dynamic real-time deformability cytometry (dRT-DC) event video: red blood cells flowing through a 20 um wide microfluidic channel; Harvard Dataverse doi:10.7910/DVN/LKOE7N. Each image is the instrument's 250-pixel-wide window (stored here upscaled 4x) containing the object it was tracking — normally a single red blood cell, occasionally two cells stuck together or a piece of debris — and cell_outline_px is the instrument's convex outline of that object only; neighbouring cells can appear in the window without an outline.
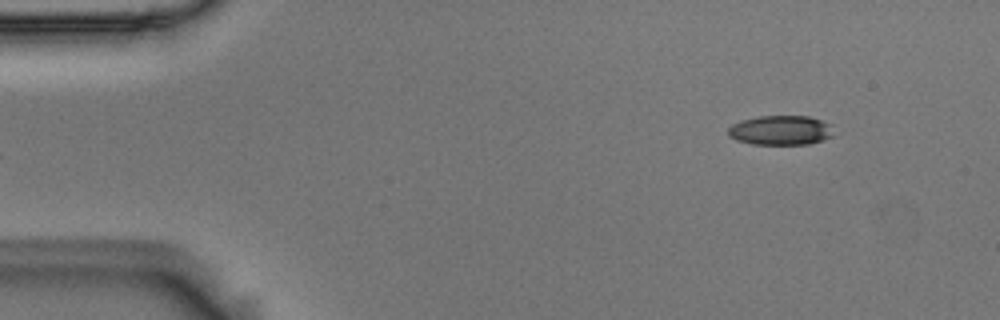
{"species": "Egyptian fruit bat (a non-hibernating species)", "species_latin": "Rousettus aegyptiacus", "temperature_condition": "room temperature", "stored_images_in_passage": 5, "segment_of_instrument_passage": [2, 2], "camera_frame_rate_fps": 3000, "um_per_image_px": 0.085, "animal": {"sex": "male"}, "frame": {"image": 1, "passage_image": 5, "time_ms": 1.333, "image_size_px": [1000, 320], "cell_outline_px": [[832, 136], [824, 140], [808, 144], [752, 144], [736, 140], [728, 136], [728, 128], [732, 124], [740, 120], [760, 116], [808, 116], [832, 124]], "centroid_in_image_um": [66.34, 11.07], "position_along_channel_um": 18.7, "area_um2": 18.26}}